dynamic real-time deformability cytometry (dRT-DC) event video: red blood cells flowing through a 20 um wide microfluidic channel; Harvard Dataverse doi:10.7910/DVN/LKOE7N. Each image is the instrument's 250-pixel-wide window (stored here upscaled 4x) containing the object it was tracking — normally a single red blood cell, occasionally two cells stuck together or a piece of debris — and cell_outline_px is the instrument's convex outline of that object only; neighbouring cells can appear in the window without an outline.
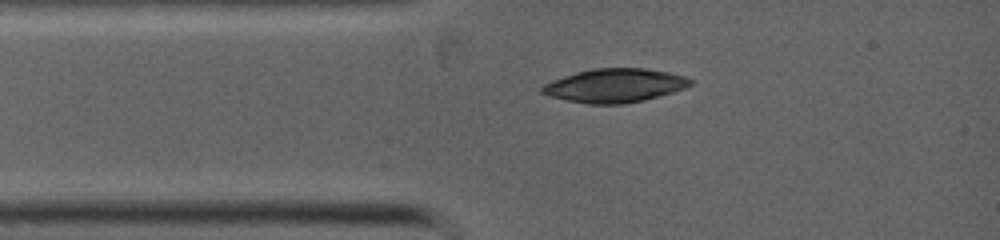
{"species": "common noctule bat (a hibernating species)", "species_latin": "Nyctalus noctula", "temperature_condition": "warm", "stored_images_in_passage": 2, "camera_frame_rate_fps": 5000, "um_per_image_px": 0.085, "animal": {"sex": "female", "body_mass_g": 19.0, "forearm_length_mm": 53.3}, "frame": {"image": 1, "passage_image": 2, "time_ms": 0.4, "image_size_px": [1000, 240], "cell_outline_px": [[696, 80], [692, 84], [684, 88], [660, 96], [644, 100], [624, 104], [588, 104], [548, 96], [540, 92], [540, 88], [544, 84], [552, 80], [576, 72], [592, 68], [644, 68], [668, 72], [684, 76]], "centroid_in_image_um": [52.26, 7.27], "position_along_channel_um": 32.7, "area_um2": 29.25}}